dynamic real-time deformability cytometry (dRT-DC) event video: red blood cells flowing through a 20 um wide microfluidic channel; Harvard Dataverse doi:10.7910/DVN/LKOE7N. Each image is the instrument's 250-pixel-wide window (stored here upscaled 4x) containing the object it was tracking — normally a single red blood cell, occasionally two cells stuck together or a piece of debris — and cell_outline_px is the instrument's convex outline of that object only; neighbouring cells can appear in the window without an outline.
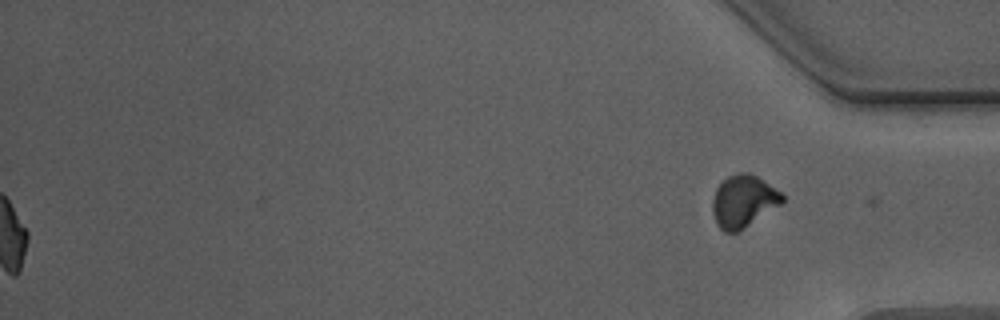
{"species": "Egyptian fruit bat (a non-hibernating species)", "species_latin": "Rousettus aegyptiacus", "temperature_condition": "warm", "stored_images_in_passage": 54, "segment_of_instrument_passage": [2, 2], "camera_frame_rate_fps": 3000, "um_per_image_px": 0.085, "animal": {"sex": "male"}, "frame": {"image": 1, "passage_image": 54, "time_ms": 17.667, "image_size_px": [1000, 320], "cell_outline_px": [[784, 200], [780, 204], [744, 228], [736, 232], [724, 232], [716, 224], [712, 212], [712, 200], [716, 188], [728, 176], [736, 172], [748, 172], [756, 176], [784, 192]], "centroid_in_image_um": [63.18, 17.09], "position_along_channel_um": 372.0, "area_um2": 21.27}}